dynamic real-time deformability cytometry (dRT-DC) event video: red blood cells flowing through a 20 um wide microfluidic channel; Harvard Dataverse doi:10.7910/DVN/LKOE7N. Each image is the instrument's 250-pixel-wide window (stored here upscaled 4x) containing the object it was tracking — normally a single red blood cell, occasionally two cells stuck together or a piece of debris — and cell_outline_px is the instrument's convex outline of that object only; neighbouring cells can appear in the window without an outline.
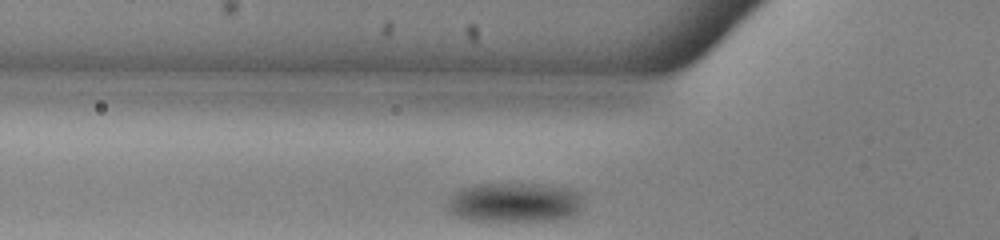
{"species": "common noctule bat (a hibernating species)", "species_latin": "Nyctalus noctula", "temperature_condition": "warm", "stored_images_in_passage": 26, "camera_frame_rate_fps": 3000, "um_per_image_px": 0.085, "animal": {"sex": "male", "body_mass_g": 13.0, "forearm_length_mm": 53.1}, "frame": {"image": 1, "passage_image": 3, "time_ms": 0.667, "image_size_px": [1000, 240], "cell_outline_px": [[580, 208], [572, 216], [556, 220], [472, 220], [456, 216], [448, 212], [448, 200], [452, 192], [460, 188], [472, 184], [540, 184], [568, 188], [576, 192], [580, 196]], "centroid_in_image_um": [43.65, 17.19], "position_along_channel_um": 82.1, "area_um2": 31.15}}
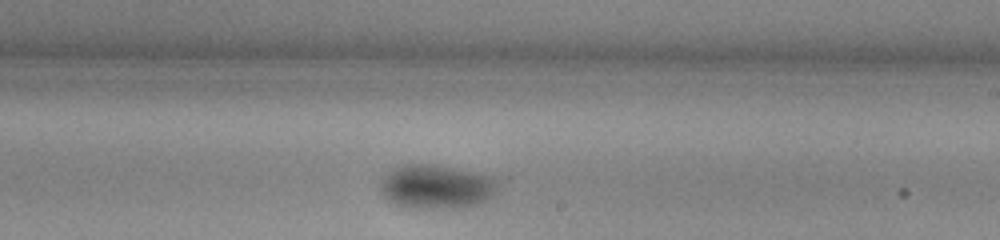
{"frame": {"image": 2, "passage_image": 16, "time_ms": 5.0, "image_size_px": [1000, 240], "cell_outline_px": [[500, 188], [492, 196], [476, 204], [440, 208], [408, 208], [396, 204], [384, 196], [380, 188], [380, 184], [384, 176], [392, 168], [404, 164], [432, 164], [492, 176], [500, 184]], "centroid_in_image_um": [37.08, 15.85], "position_along_channel_um": 251.9, "area_um2": 29.82}}
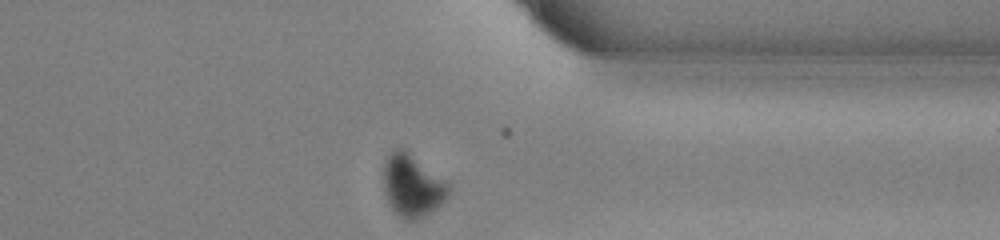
{"frame": {"image": 3, "passage_image": 26, "time_ms": 8.333, "image_size_px": [1000, 240], "cell_outline_px": [[452, 188], [448, 196], [436, 208], [424, 216], [416, 220], [404, 220], [392, 208], [384, 192], [384, 160], [388, 152], [396, 148], [404, 148], [448, 180]], "centroid_in_image_um": [35.08, 15.74], "position_along_channel_um": 376.3, "area_um2": 24.04}, "authors_computed_cell_mechanics": {"area_um2": 29.8248, "velocity_mm_per_s": 3.917, "shape_relaxation_time_tau1_ms": 3.2396, "shape_relaxation_time_tau2_ms": null, "deformation_change_tau1": 0.0867, "deformation_change_tau2": null}}